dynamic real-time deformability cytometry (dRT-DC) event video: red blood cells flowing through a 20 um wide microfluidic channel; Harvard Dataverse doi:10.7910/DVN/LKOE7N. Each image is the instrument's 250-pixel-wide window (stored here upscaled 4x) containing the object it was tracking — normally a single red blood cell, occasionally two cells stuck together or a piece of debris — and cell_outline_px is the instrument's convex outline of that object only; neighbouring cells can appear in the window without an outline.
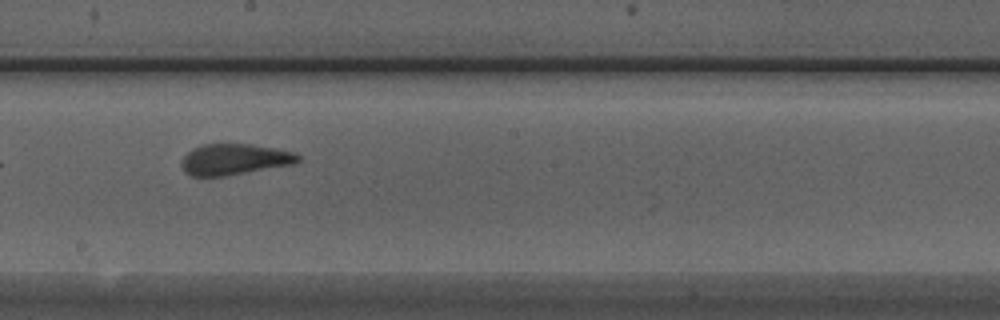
{"species": "Egyptian fruit bat (a non-hibernating species)", "species_latin": "Rousettus aegyptiacus", "temperature_condition": "warm", "stored_images_in_passage": 11, "camera_frame_rate_fps": 3000, "um_per_image_px": 0.085, "animal": {"sex": "male"}, "frame": {"image": 1, "passage_image": 7, "time_ms": 2.0, "image_size_px": [1000, 320], "cell_outline_px": [[300, 160], [296, 164], [224, 176], [192, 176], [184, 172], [180, 164], [184, 156], [192, 148], [200, 144], [252, 144], [276, 148], [296, 152], [300, 156]], "centroid_in_image_um": [19.94, 13.54], "position_along_channel_um": 228.3, "area_um2": 21.33}}
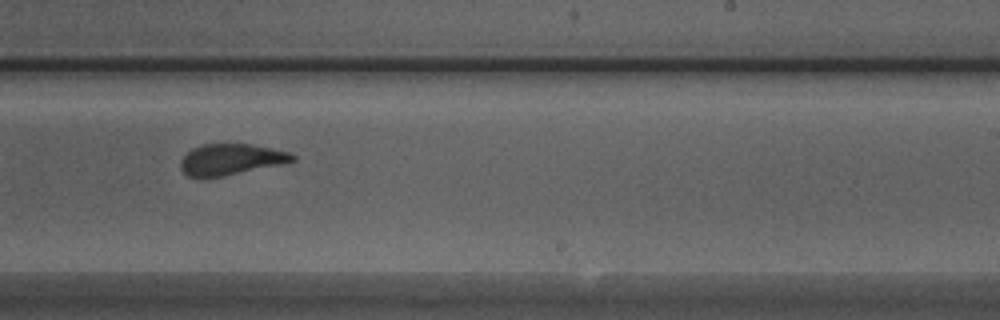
{"frame": {"image": 2, "passage_image": 8, "time_ms": 2.333, "image_size_px": [1000, 320], "cell_outline_px": [[296, 160], [280, 164], [224, 176], [200, 180], [188, 176], [180, 168], [180, 160], [192, 148], [204, 144], [252, 144], [292, 152], [296, 156]], "centroid_in_image_um": [19.6, 13.57], "position_along_channel_um": 269.4, "area_um2": 20.58}}
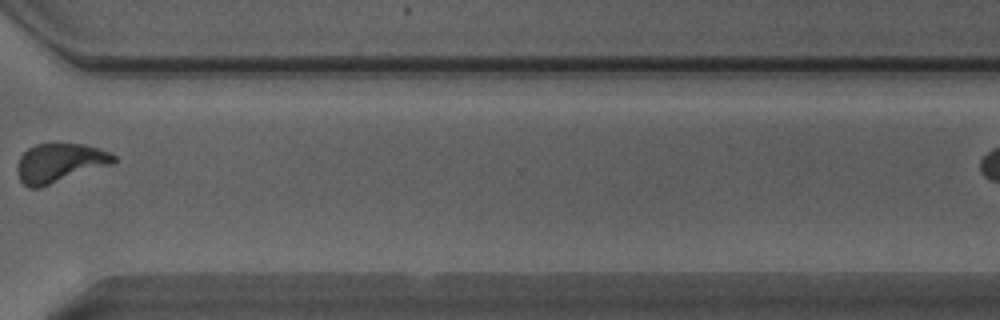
{"frame": {"image": 3, "passage_image": 10, "time_ms": 3.0, "image_size_px": [1000, 320], "cell_outline_px": [[116, 164], [40, 188], [28, 188], [20, 180], [16, 168], [20, 156], [28, 148], [36, 144], [84, 144], [108, 152], [116, 156]], "centroid_in_image_um": [5.1, 13.87], "position_along_channel_um": 365.5, "area_um2": 22.2}}